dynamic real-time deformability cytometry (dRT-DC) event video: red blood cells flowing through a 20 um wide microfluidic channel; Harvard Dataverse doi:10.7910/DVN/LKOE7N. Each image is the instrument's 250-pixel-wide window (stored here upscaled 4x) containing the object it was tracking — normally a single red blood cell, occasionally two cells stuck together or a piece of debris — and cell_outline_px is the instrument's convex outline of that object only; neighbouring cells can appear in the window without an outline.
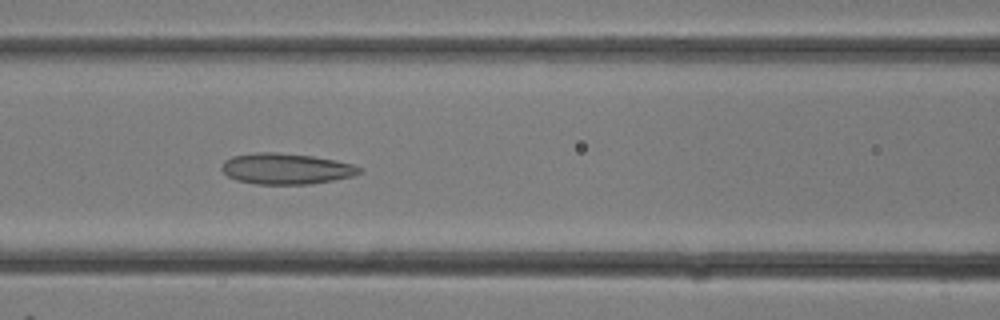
{"species": "common noctule bat (a hibernating species)", "species_latin": "Nyctalus noctula", "temperature_condition": "room temperature", "stored_images_in_passage": 20, "camera_frame_rate_fps": 3000, "um_per_image_px": 0.085, "animal": {"sex": "female"}, "frame": {"image": 1, "passage_image": 12, "time_ms": 3.667, "image_size_px": [1000, 320], "cell_outline_px": [[360, 172], [352, 176], [332, 180], [308, 184], [256, 184], [236, 180], [228, 176], [220, 168], [224, 160], [232, 156], [256, 152], [276, 152], [312, 156], [336, 160], [352, 164], [360, 168]], "centroid_in_image_um": [24.26, 14.33], "position_along_channel_um": 142.3, "area_um2": 24.68}}
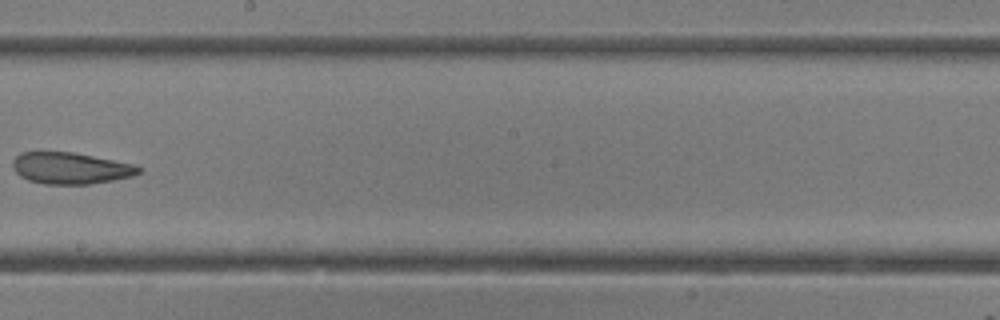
{"frame": {"image": 2, "passage_image": 16, "time_ms": 5.0, "image_size_px": [1000, 320], "cell_outline_px": [[144, 172], [132, 176], [112, 180], [88, 184], [44, 184], [28, 180], [20, 176], [12, 168], [12, 160], [20, 152], [72, 152], [132, 164], [144, 168]], "centroid_in_image_um": [5.99, 14.3], "position_along_channel_um": 242.2, "area_um2": 23.12}}
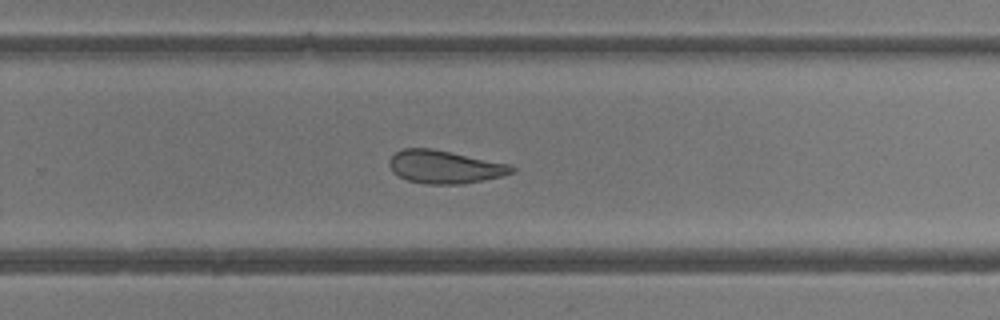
{"frame": {"image": 3, "passage_image": 18, "time_ms": 5.667, "image_size_px": [1000, 320], "cell_outline_px": [[516, 172], [504, 176], [464, 184], [424, 184], [408, 180], [392, 172], [388, 164], [388, 160], [396, 152], [404, 148], [432, 148], [452, 152], [508, 164], [516, 168]], "centroid_in_image_um": [37.81, 14.19], "position_along_channel_um": 292.0, "area_um2": 23.7}}